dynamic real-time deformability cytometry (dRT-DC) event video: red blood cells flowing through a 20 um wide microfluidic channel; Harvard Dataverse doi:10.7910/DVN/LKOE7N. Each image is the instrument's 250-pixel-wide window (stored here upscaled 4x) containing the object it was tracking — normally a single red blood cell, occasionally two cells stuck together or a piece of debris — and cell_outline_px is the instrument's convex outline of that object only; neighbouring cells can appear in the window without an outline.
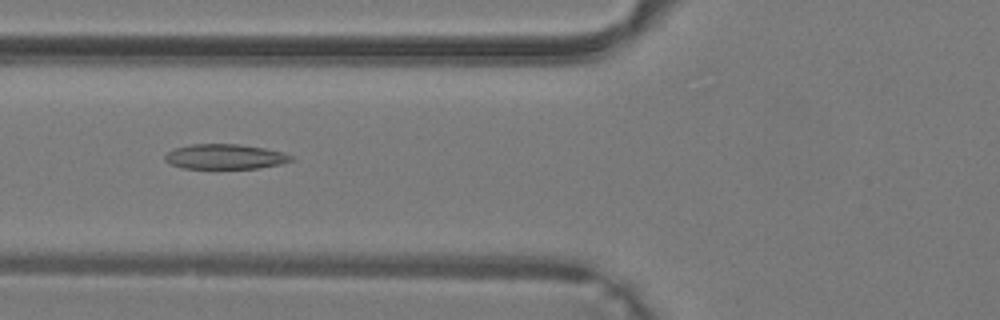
{"species": "common noctule bat (a hibernating species)", "species_latin": "Nyctalus noctula", "temperature_condition": "warm", "stored_images_in_passage": 35, "camera_frame_rate_fps": 3000, "um_per_image_px": 0.085, "animal": {"sex": "male", "body_mass_g": 19.2, "forearm_length_mm": 51.8}, "frame": {"image": 1, "passage_image": 11, "time_ms": 3.333, "image_size_px": [1000, 320], "cell_outline_px": [[296, 160], [280, 164], [256, 168], [180, 168], [164, 160], [164, 156], [168, 152], [176, 148], [188, 144], [240, 144], [264, 148], [284, 152], [292, 156]], "centroid_in_image_um": [19.14, 13.31], "position_along_channel_um": 106.7, "area_um2": 18.38}}
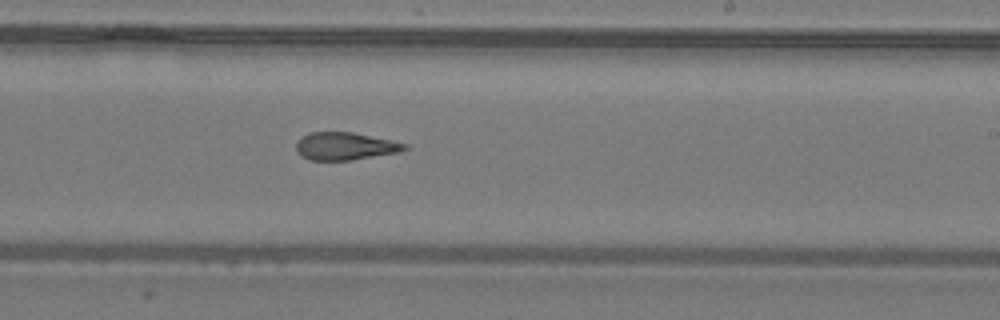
{"frame": {"image": 2, "passage_image": 20, "time_ms": 6.333, "image_size_px": [1000, 320], "cell_outline_px": [[408, 148], [400, 152], [352, 160], [308, 160], [300, 156], [296, 152], [296, 140], [308, 132], [352, 132], [408, 144]], "centroid_in_image_um": [29.28, 12.43], "position_along_channel_um": 259.7, "area_um2": 17.63}}
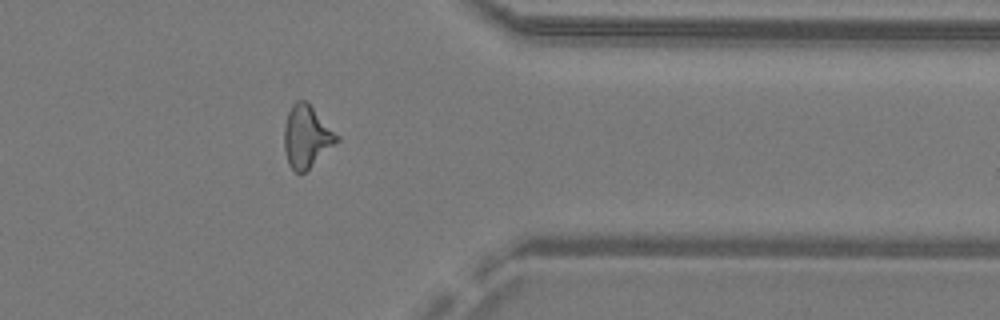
{"frame": {"image": 3, "passage_image": 28, "time_ms": 9.0, "image_size_px": [1000, 320], "cell_outline_px": [[340, 140], [300, 176], [288, 164], [284, 152], [284, 124], [288, 112], [292, 104], [296, 100], [308, 100], [340, 136]], "centroid_in_image_um": [26.07, 11.58], "position_along_channel_um": 385.3, "area_um2": 19.54}}